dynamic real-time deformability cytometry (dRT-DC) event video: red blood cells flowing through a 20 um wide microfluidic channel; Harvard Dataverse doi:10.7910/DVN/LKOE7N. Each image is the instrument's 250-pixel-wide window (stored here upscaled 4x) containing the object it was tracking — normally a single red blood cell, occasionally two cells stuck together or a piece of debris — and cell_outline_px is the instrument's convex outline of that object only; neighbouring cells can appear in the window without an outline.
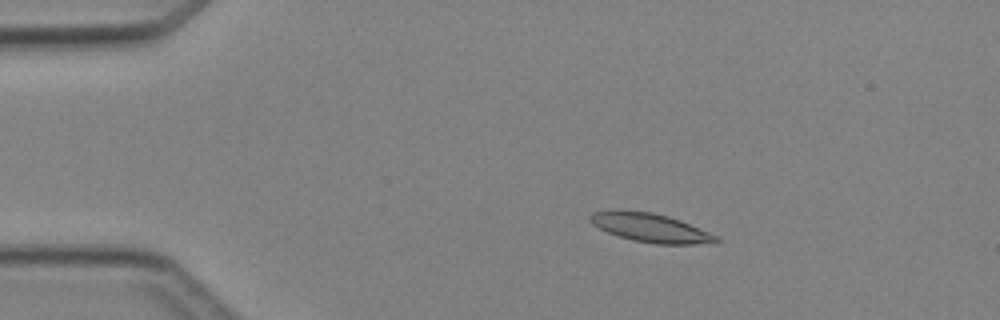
{"species": "Egyptian fruit bat (a non-hibernating species)", "species_latin": "Rousettus aegyptiacus", "temperature_condition": "cold", "stored_images_in_passage": 4, "camera_frame_rate_fps": 3000, "um_per_image_px": 0.085, "animal": {"sex": "female"}, "frame": {"image": 1, "passage_image": 3, "time_ms": 2.333, "image_size_px": [1000, 320], "cell_outline_px": [[720, 240], [716, 244], [656, 244], [632, 240], [608, 232], [592, 224], [588, 220], [588, 216], [592, 212], [612, 208], [620, 208], [652, 212], [668, 216], [680, 220], [720, 236]], "centroid_in_image_um": [55.29, 19.33], "position_along_channel_um": 29.7, "area_um2": 21.79}}